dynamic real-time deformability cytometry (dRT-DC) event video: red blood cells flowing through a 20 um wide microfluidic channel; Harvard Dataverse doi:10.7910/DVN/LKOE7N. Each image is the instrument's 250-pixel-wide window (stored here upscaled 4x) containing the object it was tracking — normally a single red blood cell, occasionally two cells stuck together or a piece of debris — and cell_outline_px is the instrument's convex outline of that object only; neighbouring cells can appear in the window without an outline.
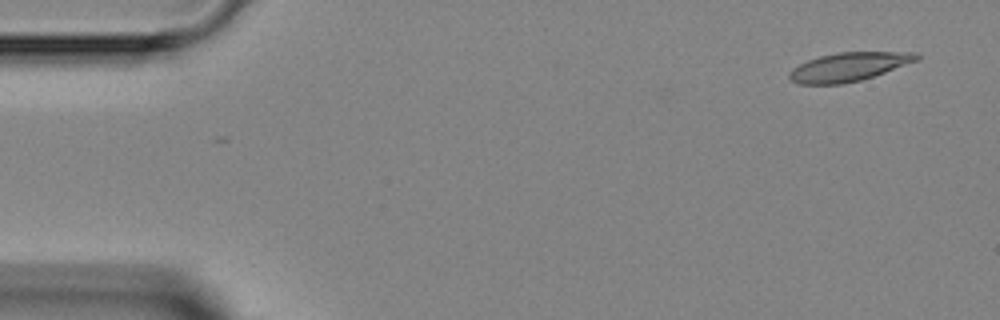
{"species": "Egyptian fruit bat (a non-hibernating species)", "species_latin": "Rousettus aegyptiacus", "temperature_condition": "room temperature", "stored_images_in_passage": 4, "segment_of_instrument_passage": [2, 2], "camera_frame_rate_fps": 3000, "um_per_image_px": 0.085, "animal": {"sex": "female"}, "frame": {"image": 1, "passage_image": 4, "time_ms": 3.333, "image_size_px": [1000, 320], "cell_outline_px": [[920, 60], [860, 80], [840, 84], [800, 84], [792, 80], [788, 76], [788, 72], [792, 68], [808, 60], [820, 56], [836, 52], [920, 52]], "centroid_in_image_um": [72.16, 5.67], "position_along_channel_um": 12.8, "area_um2": 21.21}}